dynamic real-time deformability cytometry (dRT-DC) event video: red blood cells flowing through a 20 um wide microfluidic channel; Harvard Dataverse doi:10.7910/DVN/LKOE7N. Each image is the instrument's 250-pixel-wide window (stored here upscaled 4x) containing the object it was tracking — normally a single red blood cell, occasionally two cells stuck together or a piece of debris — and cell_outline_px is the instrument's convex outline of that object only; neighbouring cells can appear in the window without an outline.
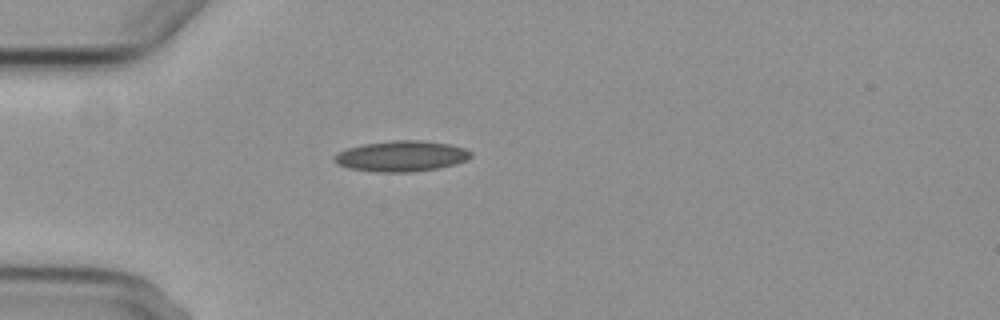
{"species": "common noctule bat (a hibernating species)", "species_latin": "Nyctalus noctula", "temperature_condition": "cold", "stored_images_in_passage": 1, "camera_frame_rate_fps": 3000, "um_per_image_px": 0.085, "animal": {"sex": "female", "body_mass_g": 29.2, "forearm_length_mm": 56.3}, "frame": {"image": 1, "passage_image": 1, "time_ms": 0.0, "image_size_px": [1000, 320], "cell_outline_px": [[472, 156], [464, 160], [452, 164], [436, 168], [412, 172], [376, 172], [348, 168], [336, 164], [332, 160], [332, 156], [348, 148], [364, 144], [392, 140], [424, 140], [448, 144], [464, 148], [472, 152]], "centroid_in_image_um": [34.06, 13.27], "position_along_channel_um": 50.9, "area_um2": 24.33}}